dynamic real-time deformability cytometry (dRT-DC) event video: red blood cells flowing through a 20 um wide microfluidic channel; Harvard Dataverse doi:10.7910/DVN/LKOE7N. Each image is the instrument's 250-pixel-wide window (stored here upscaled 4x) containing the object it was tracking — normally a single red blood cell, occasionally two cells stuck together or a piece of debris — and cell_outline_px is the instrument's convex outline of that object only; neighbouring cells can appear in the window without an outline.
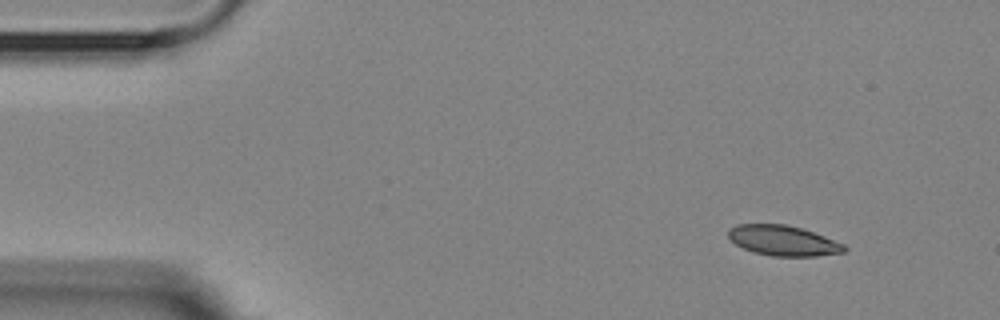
{"species": "Egyptian fruit bat (a non-hibernating species)", "species_latin": "Rousettus aegyptiacus", "temperature_condition": "room temperature", "stored_images_in_passage": 4, "camera_frame_rate_fps": 3000, "um_per_image_px": 0.085, "animal": {"sex": "female"}, "frame": {"image": 1, "passage_image": 1, "time_ms": 0.0, "image_size_px": [1000, 320], "cell_outline_px": [[848, 248], [844, 252], [816, 256], [772, 256], [752, 252], [736, 244], [728, 236], [728, 228], [736, 224], [784, 224], [800, 228], [824, 236], [844, 244]], "centroid_in_image_um": [66.55, 20.45], "position_along_channel_um": 18.4, "area_um2": 20.35}}
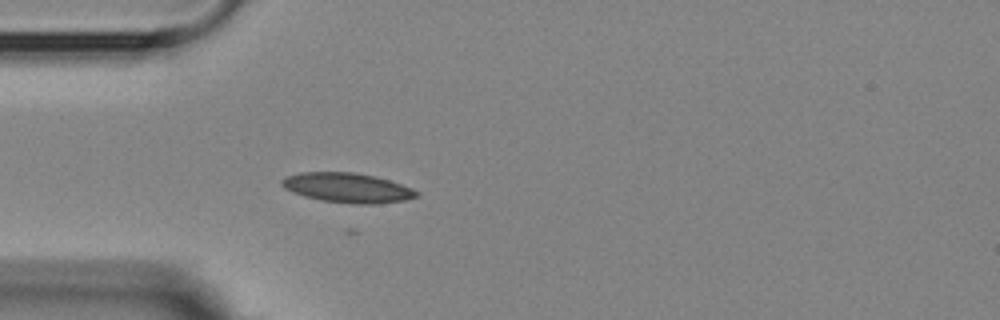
{"frame": {"image": 2, "passage_image": 4, "time_ms": 3.333, "image_size_px": [1000, 320], "cell_outline_px": [[420, 196], [404, 200], [376, 204], [352, 204], [320, 200], [304, 196], [292, 192], [284, 188], [280, 184], [280, 180], [284, 176], [300, 172], [352, 172], [376, 176], [412, 188], [420, 192]], "centroid_in_image_um": [29.51, 15.96], "position_along_channel_um": 55.5, "area_um2": 23.52}}